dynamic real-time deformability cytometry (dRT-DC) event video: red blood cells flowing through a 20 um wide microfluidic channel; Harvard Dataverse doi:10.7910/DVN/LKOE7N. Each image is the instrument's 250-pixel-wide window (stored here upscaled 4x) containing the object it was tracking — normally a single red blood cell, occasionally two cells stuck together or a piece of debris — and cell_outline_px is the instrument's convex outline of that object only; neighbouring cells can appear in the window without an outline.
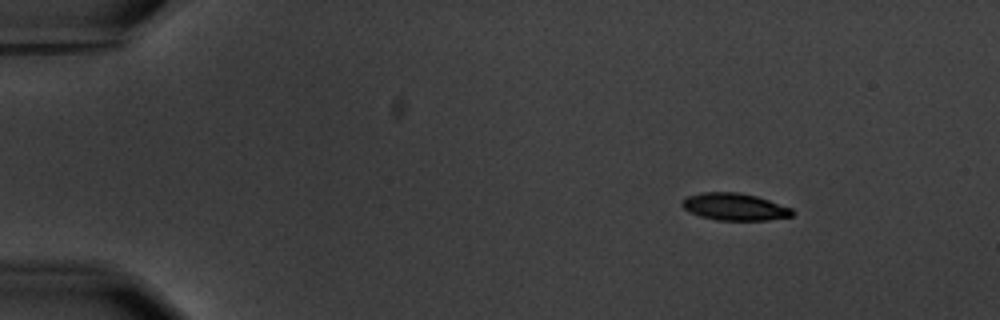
{"species": "common noctule bat (a hibernating species)", "species_latin": "Nyctalus noctula", "temperature_condition": "warm", "stored_images_in_passage": 4, "camera_frame_rate_fps": 3000, "um_per_image_px": 0.085, "animal": {"sex": "male", "body_mass_g": 20.1, "forearm_length_mm": 53.5}, "frame": {"image": 1, "passage_image": 2, "time_ms": 1.0, "image_size_px": [1000, 320], "cell_outline_px": [[796, 212], [792, 216], [768, 220], [716, 220], [700, 216], [688, 212], [680, 204], [680, 200], [688, 196], [700, 192], [740, 192], [756, 196], [792, 208]], "centroid_in_image_um": [62.41, 17.57], "position_along_channel_um": 22.6, "area_um2": 17.63}}